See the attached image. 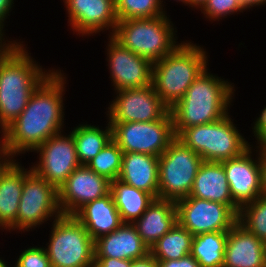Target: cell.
Here are the masks:
<instances>
[{
	"label": "cell",
	"instance_id": "21",
	"mask_svg": "<svg viewBox=\"0 0 266 267\" xmlns=\"http://www.w3.org/2000/svg\"><path fill=\"white\" fill-rule=\"evenodd\" d=\"M16 161L12 159L0 170V228L6 231H17L18 206L23 188V166Z\"/></svg>",
	"mask_w": 266,
	"mask_h": 267
},
{
	"label": "cell",
	"instance_id": "2",
	"mask_svg": "<svg viewBox=\"0 0 266 267\" xmlns=\"http://www.w3.org/2000/svg\"><path fill=\"white\" fill-rule=\"evenodd\" d=\"M7 42L0 43V129L18 118L33 91L53 71L42 69L23 41Z\"/></svg>",
	"mask_w": 266,
	"mask_h": 267
},
{
	"label": "cell",
	"instance_id": "22",
	"mask_svg": "<svg viewBox=\"0 0 266 267\" xmlns=\"http://www.w3.org/2000/svg\"><path fill=\"white\" fill-rule=\"evenodd\" d=\"M73 216L93 240L113 232L123 224L111 192L85 204Z\"/></svg>",
	"mask_w": 266,
	"mask_h": 267
},
{
	"label": "cell",
	"instance_id": "14",
	"mask_svg": "<svg viewBox=\"0 0 266 267\" xmlns=\"http://www.w3.org/2000/svg\"><path fill=\"white\" fill-rule=\"evenodd\" d=\"M108 38L107 62L113 89L121 91L151 85L153 63L124 48L112 36Z\"/></svg>",
	"mask_w": 266,
	"mask_h": 267
},
{
	"label": "cell",
	"instance_id": "36",
	"mask_svg": "<svg viewBox=\"0 0 266 267\" xmlns=\"http://www.w3.org/2000/svg\"><path fill=\"white\" fill-rule=\"evenodd\" d=\"M14 0H0V42L5 40L4 24L6 18L10 15L11 8L14 6ZM4 37V38H3Z\"/></svg>",
	"mask_w": 266,
	"mask_h": 267
},
{
	"label": "cell",
	"instance_id": "17",
	"mask_svg": "<svg viewBox=\"0 0 266 267\" xmlns=\"http://www.w3.org/2000/svg\"><path fill=\"white\" fill-rule=\"evenodd\" d=\"M63 2L69 25L77 35L94 36L109 28L108 35H113L118 23L115 0H64Z\"/></svg>",
	"mask_w": 266,
	"mask_h": 267
},
{
	"label": "cell",
	"instance_id": "45",
	"mask_svg": "<svg viewBox=\"0 0 266 267\" xmlns=\"http://www.w3.org/2000/svg\"><path fill=\"white\" fill-rule=\"evenodd\" d=\"M161 1V4H162V6L164 5L162 2H163V0H160ZM175 1H177V0H175ZM179 2L181 1L184 5H187V0H178Z\"/></svg>",
	"mask_w": 266,
	"mask_h": 267
},
{
	"label": "cell",
	"instance_id": "27",
	"mask_svg": "<svg viewBox=\"0 0 266 267\" xmlns=\"http://www.w3.org/2000/svg\"><path fill=\"white\" fill-rule=\"evenodd\" d=\"M228 231L193 236L191 255L201 267H222Z\"/></svg>",
	"mask_w": 266,
	"mask_h": 267
},
{
	"label": "cell",
	"instance_id": "6",
	"mask_svg": "<svg viewBox=\"0 0 266 267\" xmlns=\"http://www.w3.org/2000/svg\"><path fill=\"white\" fill-rule=\"evenodd\" d=\"M235 125L227 114L216 122L188 127L176 138L203 161L222 162L241 155L251 146Z\"/></svg>",
	"mask_w": 266,
	"mask_h": 267
},
{
	"label": "cell",
	"instance_id": "3",
	"mask_svg": "<svg viewBox=\"0 0 266 267\" xmlns=\"http://www.w3.org/2000/svg\"><path fill=\"white\" fill-rule=\"evenodd\" d=\"M232 84L209 73L207 67L170 108L175 136L188 127L213 123L229 114L235 95Z\"/></svg>",
	"mask_w": 266,
	"mask_h": 267
},
{
	"label": "cell",
	"instance_id": "25",
	"mask_svg": "<svg viewBox=\"0 0 266 267\" xmlns=\"http://www.w3.org/2000/svg\"><path fill=\"white\" fill-rule=\"evenodd\" d=\"M110 192L123 223L133 224L155 199L151 194L119 179L110 181Z\"/></svg>",
	"mask_w": 266,
	"mask_h": 267
},
{
	"label": "cell",
	"instance_id": "12",
	"mask_svg": "<svg viewBox=\"0 0 266 267\" xmlns=\"http://www.w3.org/2000/svg\"><path fill=\"white\" fill-rule=\"evenodd\" d=\"M115 92V99L109 103L107 111L109 123L151 122L163 118L170 111L152 84Z\"/></svg>",
	"mask_w": 266,
	"mask_h": 267
},
{
	"label": "cell",
	"instance_id": "35",
	"mask_svg": "<svg viewBox=\"0 0 266 267\" xmlns=\"http://www.w3.org/2000/svg\"><path fill=\"white\" fill-rule=\"evenodd\" d=\"M131 260L110 257H95L93 267H130Z\"/></svg>",
	"mask_w": 266,
	"mask_h": 267
},
{
	"label": "cell",
	"instance_id": "37",
	"mask_svg": "<svg viewBox=\"0 0 266 267\" xmlns=\"http://www.w3.org/2000/svg\"><path fill=\"white\" fill-rule=\"evenodd\" d=\"M1 138H0V170H2L11 160L5 142V129H0Z\"/></svg>",
	"mask_w": 266,
	"mask_h": 267
},
{
	"label": "cell",
	"instance_id": "9",
	"mask_svg": "<svg viewBox=\"0 0 266 267\" xmlns=\"http://www.w3.org/2000/svg\"><path fill=\"white\" fill-rule=\"evenodd\" d=\"M29 169L23 166V188L17 214V230L21 233L62 215L58 189L35 173L31 167Z\"/></svg>",
	"mask_w": 266,
	"mask_h": 267
},
{
	"label": "cell",
	"instance_id": "41",
	"mask_svg": "<svg viewBox=\"0 0 266 267\" xmlns=\"http://www.w3.org/2000/svg\"><path fill=\"white\" fill-rule=\"evenodd\" d=\"M257 140V144H259V146H257L258 153H266V128L256 137Z\"/></svg>",
	"mask_w": 266,
	"mask_h": 267
},
{
	"label": "cell",
	"instance_id": "18",
	"mask_svg": "<svg viewBox=\"0 0 266 267\" xmlns=\"http://www.w3.org/2000/svg\"><path fill=\"white\" fill-rule=\"evenodd\" d=\"M222 267H266L265 242L237 222L228 231Z\"/></svg>",
	"mask_w": 266,
	"mask_h": 267
},
{
	"label": "cell",
	"instance_id": "11",
	"mask_svg": "<svg viewBox=\"0 0 266 267\" xmlns=\"http://www.w3.org/2000/svg\"><path fill=\"white\" fill-rule=\"evenodd\" d=\"M177 222L192 235L229 231L238 222L239 211L219 202L184 197L176 201Z\"/></svg>",
	"mask_w": 266,
	"mask_h": 267
},
{
	"label": "cell",
	"instance_id": "42",
	"mask_svg": "<svg viewBox=\"0 0 266 267\" xmlns=\"http://www.w3.org/2000/svg\"><path fill=\"white\" fill-rule=\"evenodd\" d=\"M245 9H249L251 7H259V5L266 4V0H240Z\"/></svg>",
	"mask_w": 266,
	"mask_h": 267
},
{
	"label": "cell",
	"instance_id": "28",
	"mask_svg": "<svg viewBox=\"0 0 266 267\" xmlns=\"http://www.w3.org/2000/svg\"><path fill=\"white\" fill-rule=\"evenodd\" d=\"M193 235L178 222L150 248L157 261L180 259L191 253Z\"/></svg>",
	"mask_w": 266,
	"mask_h": 267
},
{
	"label": "cell",
	"instance_id": "38",
	"mask_svg": "<svg viewBox=\"0 0 266 267\" xmlns=\"http://www.w3.org/2000/svg\"><path fill=\"white\" fill-rule=\"evenodd\" d=\"M130 267H159L157 260L149 253L141 259L131 260Z\"/></svg>",
	"mask_w": 266,
	"mask_h": 267
},
{
	"label": "cell",
	"instance_id": "39",
	"mask_svg": "<svg viewBox=\"0 0 266 267\" xmlns=\"http://www.w3.org/2000/svg\"><path fill=\"white\" fill-rule=\"evenodd\" d=\"M253 123L252 132L254 134L253 136L256 138L266 128V107L262 109L261 114Z\"/></svg>",
	"mask_w": 266,
	"mask_h": 267
},
{
	"label": "cell",
	"instance_id": "4",
	"mask_svg": "<svg viewBox=\"0 0 266 267\" xmlns=\"http://www.w3.org/2000/svg\"><path fill=\"white\" fill-rule=\"evenodd\" d=\"M182 42L152 66V86L169 108L185 95L208 65L203 47L187 40Z\"/></svg>",
	"mask_w": 266,
	"mask_h": 267
},
{
	"label": "cell",
	"instance_id": "34",
	"mask_svg": "<svg viewBox=\"0 0 266 267\" xmlns=\"http://www.w3.org/2000/svg\"><path fill=\"white\" fill-rule=\"evenodd\" d=\"M157 262L159 267H201L191 254L176 260L172 259Z\"/></svg>",
	"mask_w": 266,
	"mask_h": 267
},
{
	"label": "cell",
	"instance_id": "10",
	"mask_svg": "<svg viewBox=\"0 0 266 267\" xmlns=\"http://www.w3.org/2000/svg\"><path fill=\"white\" fill-rule=\"evenodd\" d=\"M112 139L123 152L161 156L176 138L170 111L151 122L110 123Z\"/></svg>",
	"mask_w": 266,
	"mask_h": 267
},
{
	"label": "cell",
	"instance_id": "16",
	"mask_svg": "<svg viewBox=\"0 0 266 267\" xmlns=\"http://www.w3.org/2000/svg\"><path fill=\"white\" fill-rule=\"evenodd\" d=\"M252 147L237 157L222 161L234 207L239 211L243 206L262 196L259 153L252 157ZM257 159V160H256Z\"/></svg>",
	"mask_w": 266,
	"mask_h": 267
},
{
	"label": "cell",
	"instance_id": "7",
	"mask_svg": "<svg viewBox=\"0 0 266 267\" xmlns=\"http://www.w3.org/2000/svg\"><path fill=\"white\" fill-rule=\"evenodd\" d=\"M46 251L52 267H93L94 240L73 215H60L52 222Z\"/></svg>",
	"mask_w": 266,
	"mask_h": 267
},
{
	"label": "cell",
	"instance_id": "15",
	"mask_svg": "<svg viewBox=\"0 0 266 267\" xmlns=\"http://www.w3.org/2000/svg\"><path fill=\"white\" fill-rule=\"evenodd\" d=\"M110 192V181L91 170L78 166L58 189L62 215H74L82 206Z\"/></svg>",
	"mask_w": 266,
	"mask_h": 267
},
{
	"label": "cell",
	"instance_id": "30",
	"mask_svg": "<svg viewBox=\"0 0 266 267\" xmlns=\"http://www.w3.org/2000/svg\"><path fill=\"white\" fill-rule=\"evenodd\" d=\"M238 223L266 242V196L262 195L243 206L238 213Z\"/></svg>",
	"mask_w": 266,
	"mask_h": 267
},
{
	"label": "cell",
	"instance_id": "33",
	"mask_svg": "<svg viewBox=\"0 0 266 267\" xmlns=\"http://www.w3.org/2000/svg\"><path fill=\"white\" fill-rule=\"evenodd\" d=\"M18 257L15 267H52L46 247H29Z\"/></svg>",
	"mask_w": 266,
	"mask_h": 267
},
{
	"label": "cell",
	"instance_id": "8",
	"mask_svg": "<svg viewBox=\"0 0 266 267\" xmlns=\"http://www.w3.org/2000/svg\"><path fill=\"white\" fill-rule=\"evenodd\" d=\"M203 159L175 138L159 156L158 198L177 201L188 197Z\"/></svg>",
	"mask_w": 266,
	"mask_h": 267
},
{
	"label": "cell",
	"instance_id": "20",
	"mask_svg": "<svg viewBox=\"0 0 266 267\" xmlns=\"http://www.w3.org/2000/svg\"><path fill=\"white\" fill-rule=\"evenodd\" d=\"M159 157L149 154L123 152L122 167L118 179L158 198Z\"/></svg>",
	"mask_w": 266,
	"mask_h": 267
},
{
	"label": "cell",
	"instance_id": "29",
	"mask_svg": "<svg viewBox=\"0 0 266 267\" xmlns=\"http://www.w3.org/2000/svg\"><path fill=\"white\" fill-rule=\"evenodd\" d=\"M123 151L112 139L86 165L109 181L118 179L122 167Z\"/></svg>",
	"mask_w": 266,
	"mask_h": 267
},
{
	"label": "cell",
	"instance_id": "43",
	"mask_svg": "<svg viewBox=\"0 0 266 267\" xmlns=\"http://www.w3.org/2000/svg\"><path fill=\"white\" fill-rule=\"evenodd\" d=\"M208 0H187V5L194 7V8H200V10L203 8V6L207 3Z\"/></svg>",
	"mask_w": 266,
	"mask_h": 267
},
{
	"label": "cell",
	"instance_id": "13",
	"mask_svg": "<svg viewBox=\"0 0 266 267\" xmlns=\"http://www.w3.org/2000/svg\"><path fill=\"white\" fill-rule=\"evenodd\" d=\"M33 152L39 153V161L31 169L57 189L81 165L71 131L67 136L61 132L53 135Z\"/></svg>",
	"mask_w": 266,
	"mask_h": 267
},
{
	"label": "cell",
	"instance_id": "40",
	"mask_svg": "<svg viewBox=\"0 0 266 267\" xmlns=\"http://www.w3.org/2000/svg\"><path fill=\"white\" fill-rule=\"evenodd\" d=\"M262 195L266 196V153H259Z\"/></svg>",
	"mask_w": 266,
	"mask_h": 267
},
{
	"label": "cell",
	"instance_id": "24",
	"mask_svg": "<svg viewBox=\"0 0 266 267\" xmlns=\"http://www.w3.org/2000/svg\"><path fill=\"white\" fill-rule=\"evenodd\" d=\"M189 196L234 206L229 183L221 162H202Z\"/></svg>",
	"mask_w": 266,
	"mask_h": 267
},
{
	"label": "cell",
	"instance_id": "19",
	"mask_svg": "<svg viewBox=\"0 0 266 267\" xmlns=\"http://www.w3.org/2000/svg\"><path fill=\"white\" fill-rule=\"evenodd\" d=\"M95 257L136 260L150 253L131 223H123L113 232L94 240Z\"/></svg>",
	"mask_w": 266,
	"mask_h": 267
},
{
	"label": "cell",
	"instance_id": "32",
	"mask_svg": "<svg viewBox=\"0 0 266 267\" xmlns=\"http://www.w3.org/2000/svg\"><path fill=\"white\" fill-rule=\"evenodd\" d=\"M245 11L240 0H208L201 9L204 16L212 21L220 20L225 16Z\"/></svg>",
	"mask_w": 266,
	"mask_h": 267
},
{
	"label": "cell",
	"instance_id": "44",
	"mask_svg": "<svg viewBox=\"0 0 266 267\" xmlns=\"http://www.w3.org/2000/svg\"><path fill=\"white\" fill-rule=\"evenodd\" d=\"M0 267H9L4 260L0 258Z\"/></svg>",
	"mask_w": 266,
	"mask_h": 267
},
{
	"label": "cell",
	"instance_id": "1",
	"mask_svg": "<svg viewBox=\"0 0 266 267\" xmlns=\"http://www.w3.org/2000/svg\"><path fill=\"white\" fill-rule=\"evenodd\" d=\"M65 84L64 73L53 69L33 91L18 118L5 128L6 147L12 159L16 154L33 152L48 138L62 132Z\"/></svg>",
	"mask_w": 266,
	"mask_h": 267
},
{
	"label": "cell",
	"instance_id": "26",
	"mask_svg": "<svg viewBox=\"0 0 266 267\" xmlns=\"http://www.w3.org/2000/svg\"><path fill=\"white\" fill-rule=\"evenodd\" d=\"M107 122L105 130L87 123L79 124L72 130L71 134L76 144L77 157L81 165H86L112 140V127L109 121Z\"/></svg>",
	"mask_w": 266,
	"mask_h": 267
},
{
	"label": "cell",
	"instance_id": "5",
	"mask_svg": "<svg viewBox=\"0 0 266 267\" xmlns=\"http://www.w3.org/2000/svg\"><path fill=\"white\" fill-rule=\"evenodd\" d=\"M167 16L166 13L154 18L118 21L112 37L124 48L154 64L180 44L176 42L175 26Z\"/></svg>",
	"mask_w": 266,
	"mask_h": 267
},
{
	"label": "cell",
	"instance_id": "31",
	"mask_svg": "<svg viewBox=\"0 0 266 267\" xmlns=\"http://www.w3.org/2000/svg\"><path fill=\"white\" fill-rule=\"evenodd\" d=\"M160 0H115L117 20L154 18L166 14Z\"/></svg>",
	"mask_w": 266,
	"mask_h": 267
},
{
	"label": "cell",
	"instance_id": "23",
	"mask_svg": "<svg viewBox=\"0 0 266 267\" xmlns=\"http://www.w3.org/2000/svg\"><path fill=\"white\" fill-rule=\"evenodd\" d=\"M177 223L176 201L154 199L133 225L143 242L149 247L157 242Z\"/></svg>",
	"mask_w": 266,
	"mask_h": 267
}]
</instances>
